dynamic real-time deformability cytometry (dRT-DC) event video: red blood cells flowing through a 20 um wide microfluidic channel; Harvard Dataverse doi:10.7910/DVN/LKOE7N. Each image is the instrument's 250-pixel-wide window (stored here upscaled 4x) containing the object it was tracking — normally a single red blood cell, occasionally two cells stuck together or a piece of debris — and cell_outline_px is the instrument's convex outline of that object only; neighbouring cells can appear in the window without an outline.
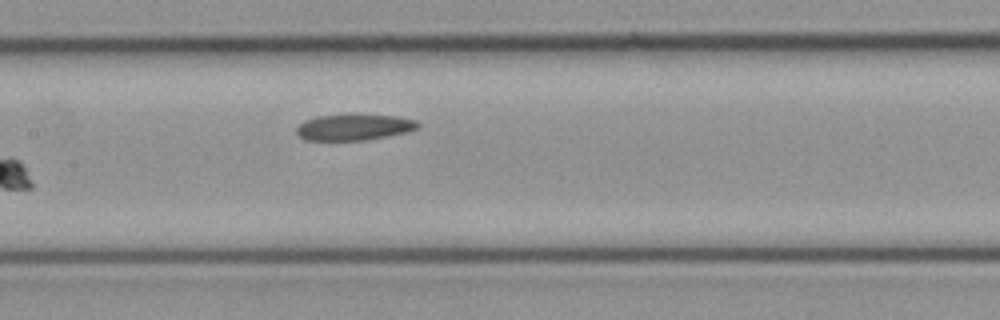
{"species": "common noctule bat (a hibernating species)", "species_latin": "Nyctalus noctula", "temperature_condition": "cold", "stored_images_in_passage": 12, "camera_frame_rate_fps": 3000, "um_per_image_px": 0.085, "animal": {"sex": "female", "body_mass_g": 21.9}, "frame": {"image": 1, "passage_image": 12, "time_ms": 3.667, "image_size_px": [1000, 320], "cell_outline_px": [[420, 128], [388, 136], [364, 140], [304, 140], [296, 132], [296, 128], [300, 124], [308, 120], [320, 116], [396, 116], [416, 120], [420, 124]], "centroid_in_image_um": [30.12, 10.84], "position_along_channel_um": 177.3, "area_um2": 17.8}}